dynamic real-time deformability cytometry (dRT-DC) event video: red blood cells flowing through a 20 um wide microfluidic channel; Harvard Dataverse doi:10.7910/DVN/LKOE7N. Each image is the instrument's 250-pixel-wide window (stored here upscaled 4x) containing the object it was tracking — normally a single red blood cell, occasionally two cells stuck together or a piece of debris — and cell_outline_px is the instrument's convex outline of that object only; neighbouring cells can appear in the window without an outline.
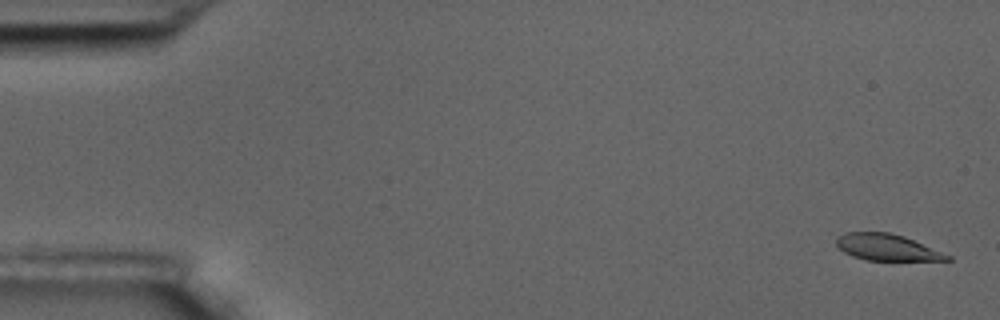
{"species": "common noctule bat (a hibernating species)", "species_latin": "Nyctalus noctula", "temperature_condition": "room temperature", "stored_images_in_passage": 58, "camera_frame_rate_fps": 3000, "um_per_image_px": 0.085, "animal": {"sex": "male", "body_mass_g": 17.5, "forearm_length_mm": 52.3}, "frame": {"image": 1, "passage_image": 2, "time_ms": 0.333, "image_size_px": [1000, 320], "cell_outline_px": [[952, 260], [864, 260], [852, 256], [844, 252], [836, 244], [836, 236], [844, 232], [888, 232], [904, 236], [952, 256]], "centroid_in_image_um": [75.36, 21.02], "position_along_channel_um": 9.6, "area_um2": 17.05}}
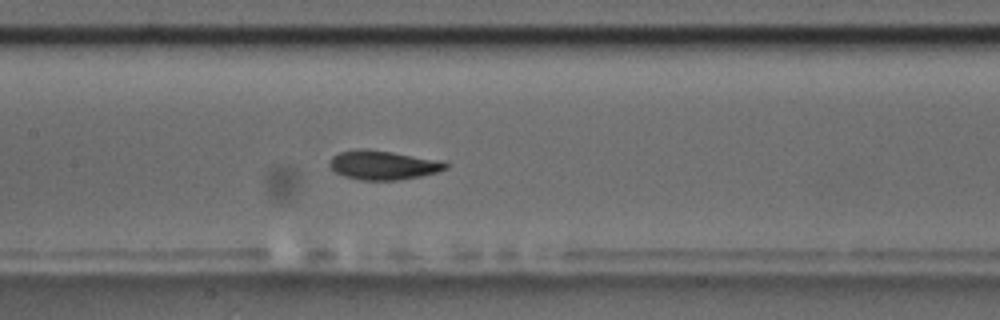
{"frame": {"image": 2, "passage_image": 28, "time_ms": 9.0, "image_size_px": [1000, 320], "cell_outline_px": [[448, 168], [436, 172], [420, 176], [400, 180], [360, 180], [344, 176], [336, 172], [328, 164], [332, 156], [340, 152], [392, 152], [440, 160], [448, 164]], "centroid_in_image_um": [32.62, 14.08], "position_along_channel_um": 174.8, "area_um2": 18.84}}
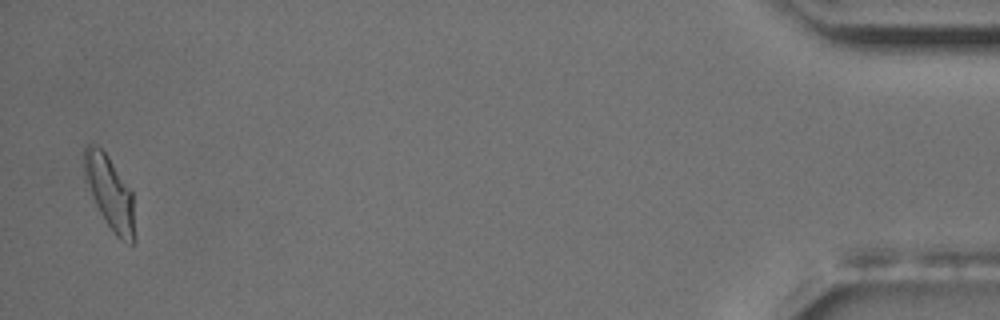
{"frame": {"image": 3, "passage_image": 57, "time_ms": 18.667, "image_size_px": [1000, 320], "cell_outline_px": [[136, 244], [124, 244], [112, 232], [104, 220], [84, 180], [84, 148], [88, 144], [92, 144], [100, 148], [108, 156], [132, 192], [136, 236]], "centroid_in_image_um": [9.36, 16.47], "position_along_channel_um": 425.8, "area_um2": 21.79}, "authors_computed_cell_mechanics": {"area_um2": 19.652, "velocity_mm_per_s": 3.5044, "shape_relaxation_time_tau1_ms": 3.9557, "shape_relaxation_time_tau2_ms": 1.6279, "deformation_change_tau1": 0.1655, "deformation_change_tau2": 0.0715}}